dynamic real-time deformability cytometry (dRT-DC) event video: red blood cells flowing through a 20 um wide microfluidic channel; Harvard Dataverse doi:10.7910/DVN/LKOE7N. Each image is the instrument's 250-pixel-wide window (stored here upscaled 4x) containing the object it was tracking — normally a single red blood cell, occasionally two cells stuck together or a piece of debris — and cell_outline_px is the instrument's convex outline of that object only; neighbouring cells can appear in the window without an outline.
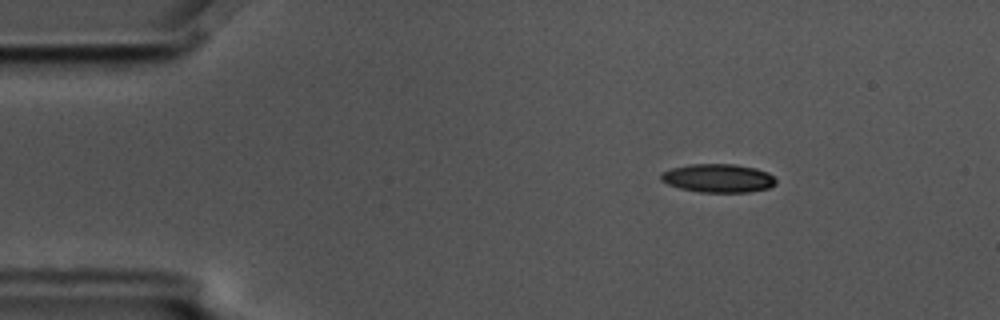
{"species": "common noctule bat (a hibernating species)", "species_latin": "Nyctalus noctula", "temperature_condition": "cold", "stored_images_in_passage": 6, "camera_frame_rate_fps": 3000, "um_per_image_px": 0.085, "animal": {"sex": "male", "body_mass_g": 17.5, "forearm_length_mm": 52.3}, "frame": {"image": 1, "passage_image": 3, "time_ms": 0.667, "image_size_px": [1000, 320], "cell_outline_px": [[776, 184], [768, 188], [748, 192], [700, 192], [680, 188], [668, 184], [660, 180], [660, 172], [672, 168], [688, 164], [736, 164], [756, 168], [768, 172], [776, 180]], "centroid_in_image_um": [61.03, 15.14], "position_along_channel_um": 24.0, "area_um2": 19.19}}
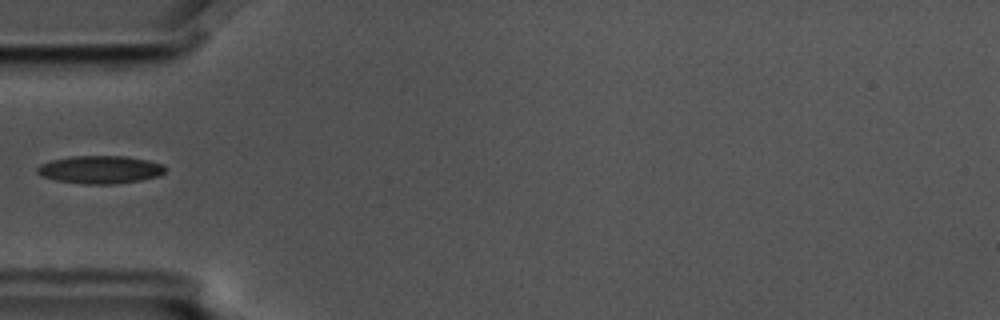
{"frame": {"image": 2, "passage_image": 6, "time_ms": 1.667, "image_size_px": [1000, 320], "cell_outline_px": [[168, 168], [160, 176], [140, 180], [116, 184], [84, 184], [56, 180], [40, 176], [36, 172], [36, 168], [40, 164], [52, 160], [72, 156], [128, 156], [148, 160], [164, 164]], "centroid_in_image_um": [8.54, 14.41], "position_along_channel_um": 76.5, "area_um2": 21.04}}